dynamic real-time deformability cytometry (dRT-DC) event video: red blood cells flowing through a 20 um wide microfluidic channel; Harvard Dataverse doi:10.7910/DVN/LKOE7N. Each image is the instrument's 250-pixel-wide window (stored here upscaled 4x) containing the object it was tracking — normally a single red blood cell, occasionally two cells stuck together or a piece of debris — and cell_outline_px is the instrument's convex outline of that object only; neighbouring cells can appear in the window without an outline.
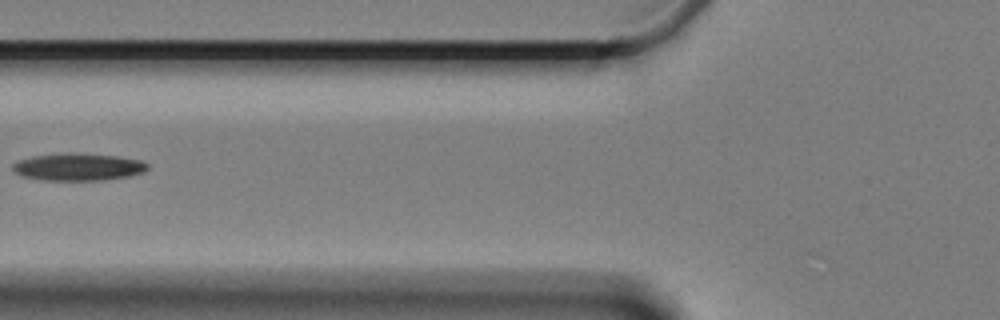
{"species": "Egyptian fruit bat (a non-hibernating species)", "species_latin": "Rousettus aegyptiacus", "temperature_condition": "cold", "stored_images_in_passage": 6, "camera_frame_rate_fps": 3000, "um_per_image_px": 0.085, "animal": {"sex": "female"}, "frame": {"image": 1, "passage_image": 6, "time_ms": 6.0, "image_size_px": [1000, 320], "cell_outline_px": [[148, 168], [144, 172], [128, 176], [104, 180], [40, 180], [20, 176], [12, 172], [12, 164], [20, 160], [32, 156], [68, 152], [116, 156], [140, 160], [148, 164]], "centroid_in_image_um": [6.59, 14.19], "position_along_channel_um": 119.2, "area_um2": 21.62}}